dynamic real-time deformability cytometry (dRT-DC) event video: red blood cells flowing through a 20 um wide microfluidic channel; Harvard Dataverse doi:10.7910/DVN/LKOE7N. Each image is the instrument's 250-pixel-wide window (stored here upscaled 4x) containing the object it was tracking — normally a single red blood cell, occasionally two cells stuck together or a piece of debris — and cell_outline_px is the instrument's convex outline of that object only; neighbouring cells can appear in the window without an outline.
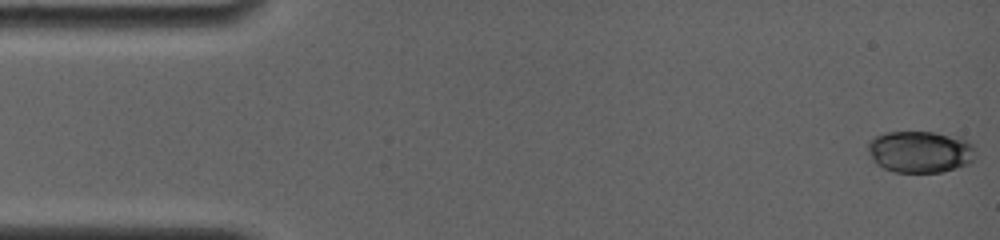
{"species": "common noctule bat (a hibernating species)", "species_latin": "Nyctalus noctula", "temperature_condition": "room temperature", "stored_images_in_passage": 9, "camera_frame_rate_fps": 4000, "um_per_image_px": 0.085, "animal": {"sex": "female", "body_mass_g": 19.0, "forearm_length_mm": 56.7}, "frame": {"image": 1, "passage_image": 1, "time_ms": 0.0, "image_size_px": [1000, 240], "cell_outline_px": [[976, 156], [968, 164], [956, 168], [940, 172], [896, 172], [884, 168], [876, 164], [872, 160], [868, 152], [868, 140], [876, 136], [888, 132], [932, 132], [960, 136], [972, 144], [976, 152]], "centroid_in_image_um": [78.22, 12.89], "position_along_channel_um": 6.8, "area_um2": 26.41}}
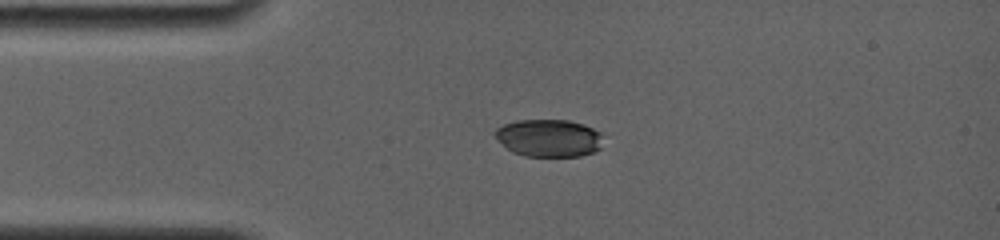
{"frame": {"image": 2, "passage_image": 8, "time_ms": 3.5, "image_size_px": [1000, 240], "cell_outline_px": [[600, 148], [592, 152], [580, 156], [524, 156], [512, 152], [496, 136], [496, 128], [504, 124], [516, 120], [568, 120], [584, 124], [600, 132]], "centroid_in_image_um": [46.65, 11.72], "position_along_channel_um": 38.3, "area_um2": 23.29}}